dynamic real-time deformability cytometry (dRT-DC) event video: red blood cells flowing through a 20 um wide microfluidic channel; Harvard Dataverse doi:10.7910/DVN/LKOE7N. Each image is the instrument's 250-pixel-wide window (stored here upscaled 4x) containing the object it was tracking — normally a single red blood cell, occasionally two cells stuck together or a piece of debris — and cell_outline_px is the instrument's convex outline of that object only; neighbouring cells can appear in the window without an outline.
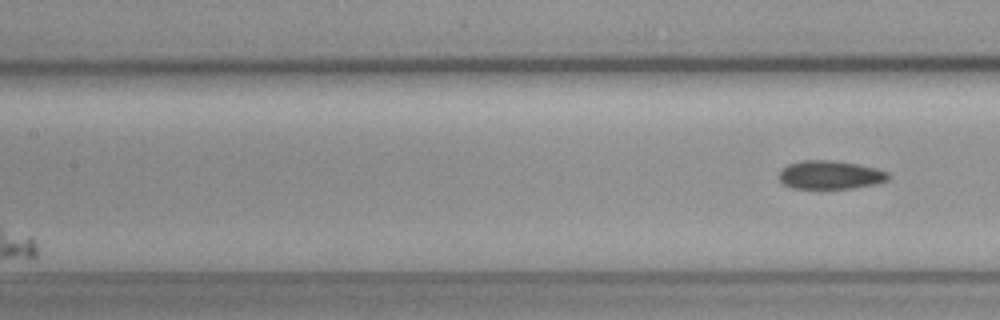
{"species": "common noctule bat (a hibernating species)", "species_latin": "Nyctalus noctula", "temperature_condition": "cold", "stored_images_in_passage": 6, "segment_of_instrument_passage": [2, 2], "camera_frame_rate_fps": 3000, "um_per_image_px": 0.085, "animal": {"sex": "female", "body_mass_g": 19.3, "forearm_length_mm": 54.1}, "frame": {"image": 1, "passage_image": 6, "time_ms": 1.667, "image_size_px": [1000, 320], "cell_outline_px": [[888, 180], [876, 184], [852, 188], [792, 188], [784, 184], [780, 180], [780, 168], [788, 164], [800, 160], [832, 160], [856, 164], [876, 168], [888, 172]], "centroid_in_image_um": [70.55, 14.86], "position_along_channel_um": 136.9, "area_um2": 18.09}}